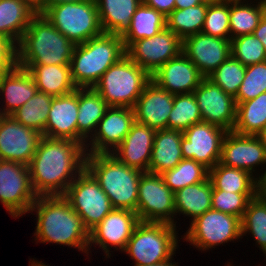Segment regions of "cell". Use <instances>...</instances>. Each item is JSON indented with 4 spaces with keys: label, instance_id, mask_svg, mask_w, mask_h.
Listing matches in <instances>:
<instances>
[{
    "label": "cell",
    "instance_id": "6da1fadb",
    "mask_svg": "<svg viewBox=\"0 0 266 266\" xmlns=\"http://www.w3.org/2000/svg\"><path fill=\"white\" fill-rule=\"evenodd\" d=\"M86 155L85 147L74 140L42 136L28 165L34 193L64 195L85 169Z\"/></svg>",
    "mask_w": 266,
    "mask_h": 266
},
{
    "label": "cell",
    "instance_id": "7a4b0ae2",
    "mask_svg": "<svg viewBox=\"0 0 266 266\" xmlns=\"http://www.w3.org/2000/svg\"><path fill=\"white\" fill-rule=\"evenodd\" d=\"M30 211L37 213L35 240L68 245L88 254L89 231L63 195L37 196Z\"/></svg>",
    "mask_w": 266,
    "mask_h": 266
},
{
    "label": "cell",
    "instance_id": "3957f363",
    "mask_svg": "<svg viewBox=\"0 0 266 266\" xmlns=\"http://www.w3.org/2000/svg\"><path fill=\"white\" fill-rule=\"evenodd\" d=\"M74 47L44 15L36 14L15 48L16 65H70Z\"/></svg>",
    "mask_w": 266,
    "mask_h": 266
},
{
    "label": "cell",
    "instance_id": "277c9868",
    "mask_svg": "<svg viewBox=\"0 0 266 266\" xmlns=\"http://www.w3.org/2000/svg\"><path fill=\"white\" fill-rule=\"evenodd\" d=\"M85 169L99 183L113 208L136 212L138 186L144 173L118 161L112 154H87Z\"/></svg>",
    "mask_w": 266,
    "mask_h": 266
},
{
    "label": "cell",
    "instance_id": "5b68a950",
    "mask_svg": "<svg viewBox=\"0 0 266 266\" xmlns=\"http://www.w3.org/2000/svg\"><path fill=\"white\" fill-rule=\"evenodd\" d=\"M126 55L122 37L106 34L74 47L71 78L77 88H93L104 72Z\"/></svg>",
    "mask_w": 266,
    "mask_h": 266
},
{
    "label": "cell",
    "instance_id": "8992f818",
    "mask_svg": "<svg viewBox=\"0 0 266 266\" xmlns=\"http://www.w3.org/2000/svg\"><path fill=\"white\" fill-rule=\"evenodd\" d=\"M150 81L151 75L125 55L104 72L93 88L109 106L133 108Z\"/></svg>",
    "mask_w": 266,
    "mask_h": 266
},
{
    "label": "cell",
    "instance_id": "52a82bcc",
    "mask_svg": "<svg viewBox=\"0 0 266 266\" xmlns=\"http://www.w3.org/2000/svg\"><path fill=\"white\" fill-rule=\"evenodd\" d=\"M175 229V225L164 222L140 221L123 251L134 259V266L172 259L178 246Z\"/></svg>",
    "mask_w": 266,
    "mask_h": 266
},
{
    "label": "cell",
    "instance_id": "ba28073f",
    "mask_svg": "<svg viewBox=\"0 0 266 266\" xmlns=\"http://www.w3.org/2000/svg\"><path fill=\"white\" fill-rule=\"evenodd\" d=\"M42 15L75 45L103 34L97 4L93 2L53 5Z\"/></svg>",
    "mask_w": 266,
    "mask_h": 266
},
{
    "label": "cell",
    "instance_id": "9c48e42d",
    "mask_svg": "<svg viewBox=\"0 0 266 266\" xmlns=\"http://www.w3.org/2000/svg\"><path fill=\"white\" fill-rule=\"evenodd\" d=\"M90 231L114 208L94 177L84 169L63 195Z\"/></svg>",
    "mask_w": 266,
    "mask_h": 266
},
{
    "label": "cell",
    "instance_id": "30bf717a",
    "mask_svg": "<svg viewBox=\"0 0 266 266\" xmlns=\"http://www.w3.org/2000/svg\"><path fill=\"white\" fill-rule=\"evenodd\" d=\"M136 214L140 221L164 222L176 226L173 219L177 215L174 192L165 184L161 175L149 172L141 175Z\"/></svg>",
    "mask_w": 266,
    "mask_h": 266
},
{
    "label": "cell",
    "instance_id": "8fae6325",
    "mask_svg": "<svg viewBox=\"0 0 266 266\" xmlns=\"http://www.w3.org/2000/svg\"><path fill=\"white\" fill-rule=\"evenodd\" d=\"M190 225L184 239L203 251L242 238L241 219L214 209L198 216Z\"/></svg>",
    "mask_w": 266,
    "mask_h": 266
},
{
    "label": "cell",
    "instance_id": "7c38bea8",
    "mask_svg": "<svg viewBox=\"0 0 266 266\" xmlns=\"http://www.w3.org/2000/svg\"><path fill=\"white\" fill-rule=\"evenodd\" d=\"M29 167L16 161L0 160V201L9 214L20 217L36 201Z\"/></svg>",
    "mask_w": 266,
    "mask_h": 266
},
{
    "label": "cell",
    "instance_id": "4fadbf2b",
    "mask_svg": "<svg viewBox=\"0 0 266 266\" xmlns=\"http://www.w3.org/2000/svg\"><path fill=\"white\" fill-rule=\"evenodd\" d=\"M125 51L134 63L152 75L167 61L182 53V40L164 28L152 37L133 42Z\"/></svg>",
    "mask_w": 266,
    "mask_h": 266
},
{
    "label": "cell",
    "instance_id": "5bb4252c",
    "mask_svg": "<svg viewBox=\"0 0 266 266\" xmlns=\"http://www.w3.org/2000/svg\"><path fill=\"white\" fill-rule=\"evenodd\" d=\"M228 131L207 122L193 124L183 131V159H193L208 169L220 162L222 142Z\"/></svg>",
    "mask_w": 266,
    "mask_h": 266
},
{
    "label": "cell",
    "instance_id": "9a60e30c",
    "mask_svg": "<svg viewBox=\"0 0 266 266\" xmlns=\"http://www.w3.org/2000/svg\"><path fill=\"white\" fill-rule=\"evenodd\" d=\"M42 134L19 123L11 115L0 117V160L29 165Z\"/></svg>",
    "mask_w": 266,
    "mask_h": 266
},
{
    "label": "cell",
    "instance_id": "2e32d148",
    "mask_svg": "<svg viewBox=\"0 0 266 266\" xmlns=\"http://www.w3.org/2000/svg\"><path fill=\"white\" fill-rule=\"evenodd\" d=\"M202 121L233 131L236 123L235 98L225 93L218 85L204 78L193 91Z\"/></svg>",
    "mask_w": 266,
    "mask_h": 266
},
{
    "label": "cell",
    "instance_id": "e0dca14e",
    "mask_svg": "<svg viewBox=\"0 0 266 266\" xmlns=\"http://www.w3.org/2000/svg\"><path fill=\"white\" fill-rule=\"evenodd\" d=\"M134 122L133 108L110 106L99 121L95 133L90 135L92 142L89 141L88 145L91 144L92 148H86V154H111L124 140Z\"/></svg>",
    "mask_w": 266,
    "mask_h": 266
},
{
    "label": "cell",
    "instance_id": "ac0fdd59",
    "mask_svg": "<svg viewBox=\"0 0 266 266\" xmlns=\"http://www.w3.org/2000/svg\"><path fill=\"white\" fill-rule=\"evenodd\" d=\"M140 222L136 212L114 208L104 219L89 231V250L91 245H99L106 257H109V244L123 251L131 238L135 227ZM91 244V245H90Z\"/></svg>",
    "mask_w": 266,
    "mask_h": 266
},
{
    "label": "cell",
    "instance_id": "d6986e66",
    "mask_svg": "<svg viewBox=\"0 0 266 266\" xmlns=\"http://www.w3.org/2000/svg\"><path fill=\"white\" fill-rule=\"evenodd\" d=\"M182 52L207 78L231 55V39L199 32L182 41Z\"/></svg>",
    "mask_w": 266,
    "mask_h": 266
},
{
    "label": "cell",
    "instance_id": "ffe728a7",
    "mask_svg": "<svg viewBox=\"0 0 266 266\" xmlns=\"http://www.w3.org/2000/svg\"><path fill=\"white\" fill-rule=\"evenodd\" d=\"M220 163L253 175L256 165L266 163V148L258 136L228 131L222 142Z\"/></svg>",
    "mask_w": 266,
    "mask_h": 266
},
{
    "label": "cell",
    "instance_id": "44dd1931",
    "mask_svg": "<svg viewBox=\"0 0 266 266\" xmlns=\"http://www.w3.org/2000/svg\"><path fill=\"white\" fill-rule=\"evenodd\" d=\"M173 101V94L151 80L133 107L135 122L147 125L155 131L168 129Z\"/></svg>",
    "mask_w": 266,
    "mask_h": 266
},
{
    "label": "cell",
    "instance_id": "7402d4cb",
    "mask_svg": "<svg viewBox=\"0 0 266 266\" xmlns=\"http://www.w3.org/2000/svg\"><path fill=\"white\" fill-rule=\"evenodd\" d=\"M205 77L183 52L151 75V80L173 95L192 93Z\"/></svg>",
    "mask_w": 266,
    "mask_h": 266
},
{
    "label": "cell",
    "instance_id": "603a6c76",
    "mask_svg": "<svg viewBox=\"0 0 266 266\" xmlns=\"http://www.w3.org/2000/svg\"><path fill=\"white\" fill-rule=\"evenodd\" d=\"M155 134L154 129L134 122L124 140L111 154L129 167L149 172Z\"/></svg>",
    "mask_w": 266,
    "mask_h": 266
},
{
    "label": "cell",
    "instance_id": "cb8c5ba5",
    "mask_svg": "<svg viewBox=\"0 0 266 266\" xmlns=\"http://www.w3.org/2000/svg\"><path fill=\"white\" fill-rule=\"evenodd\" d=\"M78 88L67 95L53 97L43 136L78 142Z\"/></svg>",
    "mask_w": 266,
    "mask_h": 266
},
{
    "label": "cell",
    "instance_id": "d4e9b609",
    "mask_svg": "<svg viewBox=\"0 0 266 266\" xmlns=\"http://www.w3.org/2000/svg\"><path fill=\"white\" fill-rule=\"evenodd\" d=\"M38 92L30 73L14 65L7 73L0 76V93L6 99V108L1 115H12ZM1 95V94H0Z\"/></svg>",
    "mask_w": 266,
    "mask_h": 266
},
{
    "label": "cell",
    "instance_id": "484cf974",
    "mask_svg": "<svg viewBox=\"0 0 266 266\" xmlns=\"http://www.w3.org/2000/svg\"><path fill=\"white\" fill-rule=\"evenodd\" d=\"M35 15L27 0H0V37L16 47Z\"/></svg>",
    "mask_w": 266,
    "mask_h": 266
},
{
    "label": "cell",
    "instance_id": "4316f807",
    "mask_svg": "<svg viewBox=\"0 0 266 266\" xmlns=\"http://www.w3.org/2000/svg\"><path fill=\"white\" fill-rule=\"evenodd\" d=\"M183 131L157 130L154 138L149 173L162 174L173 169L182 159L181 141Z\"/></svg>",
    "mask_w": 266,
    "mask_h": 266
},
{
    "label": "cell",
    "instance_id": "83f0119b",
    "mask_svg": "<svg viewBox=\"0 0 266 266\" xmlns=\"http://www.w3.org/2000/svg\"><path fill=\"white\" fill-rule=\"evenodd\" d=\"M32 76L38 91L52 97L74 92L77 87L71 78L70 65H18Z\"/></svg>",
    "mask_w": 266,
    "mask_h": 266
},
{
    "label": "cell",
    "instance_id": "f1b7e54d",
    "mask_svg": "<svg viewBox=\"0 0 266 266\" xmlns=\"http://www.w3.org/2000/svg\"><path fill=\"white\" fill-rule=\"evenodd\" d=\"M109 107L94 88H78V143L89 148L85 144L86 140L89 134L93 135V131L95 133L99 121Z\"/></svg>",
    "mask_w": 266,
    "mask_h": 266
},
{
    "label": "cell",
    "instance_id": "f546056e",
    "mask_svg": "<svg viewBox=\"0 0 266 266\" xmlns=\"http://www.w3.org/2000/svg\"><path fill=\"white\" fill-rule=\"evenodd\" d=\"M142 0H97L103 33L122 36L130 27L132 16Z\"/></svg>",
    "mask_w": 266,
    "mask_h": 266
},
{
    "label": "cell",
    "instance_id": "4dcf8cb0",
    "mask_svg": "<svg viewBox=\"0 0 266 266\" xmlns=\"http://www.w3.org/2000/svg\"><path fill=\"white\" fill-rule=\"evenodd\" d=\"M213 185L209 177L194 185L186 186L174 193L175 213H183L194 220L212 209Z\"/></svg>",
    "mask_w": 266,
    "mask_h": 266
},
{
    "label": "cell",
    "instance_id": "1f68e13d",
    "mask_svg": "<svg viewBox=\"0 0 266 266\" xmlns=\"http://www.w3.org/2000/svg\"><path fill=\"white\" fill-rule=\"evenodd\" d=\"M166 28V17L142 2L132 16L130 27L121 36L125 50L135 41L149 38Z\"/></svg>",
    "mask_w": 266,
    "mask_h": 266
},
{
    "label": "cell",
    "instance_id": "d6a6232c",
    "mask_svg": "<svg viewBox=\"0 0 266 266\" xmlns=\"http://www.w3.org/2000/svg\"><path fill=\"white\" fill-rule=\"evenodd\" d=\"M266 125V92L237 104L233 132L257 136Z\"/></svg>",
    "mask_w": 266,
    "mask_h": 266
},
{
    "label": "cell",
    "instance_id": "836d02e7",
    "mask_svg": "<svg viewBox=\"0 0 266 266\" xmlns=\"http://www.w3.org/2000/svg\"><path fill=\"white\" fill-rule=\"evenodd\" d=\"M213 189L234 193H256V177L249 172L222 165L220 162L209 169Z\"/></svg>",
    "mask_w": 266,
    "mask_h": 266
},
{
    "label": "cell",
    "instance_id": "e575fe53",
    "mask_svg": "<svg viewBox=\"0 0 266 266\" xmlns=\"http://www.w3.org/2000/svg\"><path fill=\"white\" fill-rule=\"evenodd\" d=\"M243 3L245 2H242V0L230 1L231 39L241 35L253 34L266 10L265 0H260L256 6L255 4L249 5L248 2L247 4Z\"/></svg>",
    "mask_w": 266,
    "mask_h": 266
},
{
    "label": "cell",
    "instance_id": "d590c367",
    "mask_svg": "<svg viewBox=\"0 0 266 266\" xmlns=\"http://www.w3.org/2000/svg\"><path fill=\"white\" fill-rule=\"evenodd\" d=\"M208 4L201 3L189 8L174 9L166 17V28L174 32L182 41L202 32Z\"/></svg>",
    "mask_w": 266,
    "mask_h": 266
},
{
    "label": "cell",
    "instance_id": "8d00e7d4",
    "mask_svg": "<svg viewBox=\"0 0 266 266\" xmlns=\"http://www.w3.org/2000/svg\"><path fill=\"white\" fill-rule=\"evenodd\" d=\"M52 99L51 95L38 91L11 116L22 125L40 132L43 136Z\"/></svg>",
    "mask_w": 266,
    "mask_h": 266
},
{
    "label": "cell",
    "instance_id": "74e56055",
    "mask_svg": "<svg viewBox=\"0 0 266 266\" xmlns=\"http://www.w3.org/2000/svg\"><path fill=\"white\" fill-rule=\"evenodd\" d=\"M160 175L175 193L186 186L205 181L209 177V169L193 159H182L173 169Z\"/></svg>",
    "mask_w": 266,
    "mask_h": 266
},
{
    "label": "cell",
    "instance_id": "f35d334b",
    "mask_svg": "<svg viewBox=\"0 0 266 266\" xmlns=\"http://www.w3.org/2000/svg\"><path fill=\"white\" fill-rule=\"evenodd\" d=\"M200 122H202V117L193 92L174 95L168 129L184 131Z\"/></svg>",
    "mask_w": 266,
    "mask_h": 266
},
{
    "label": "cell",
    "instance_id": "ab89813d",
    "mask_svg": "<svg viewBox=\"0 0 266 266\" xmlns=\"http://www.w3.org/2000/svg\"><path fill=\"white\" fill-rule=\"evenodd\" d=\"M251 233L266 256V199L252 198L241 219V234Z\"/></svg>",
    "mask_w": 266,
    "mask_h": 266
},
{
    "label": "cell",
    "instance_id": "60d3db41",
    "mask_svg": "<svg viewBox=\"0 0 266 266\" xmlns=\"http://www.w3.org/2000/svg\"><path fill=\"white\" fill-rule=\"evenodd\" d=\"M246 72V66L230 55L207 78L218 85L225 93L235 97Z\"/></svg>",
    "mask_w": 266,
    "mask_h": 266
},
{
    "label": "cell",
    "instance_id": "b9f144b4",
    "mask_svg": "<svg viewBox=\"0 0 266 266\" xmlns=\"http://www.w3.org/2000/svg\"><path fill=\"white\" fill-rule=\"evenodd\" d=\"M231 55L246 67L266 61L264 45L254 34L231 39Z\"/></svg>",
    "mask_w": 266,
    "mask_h": 266
},
{
    "label": "cell",
    "instance_id": "7bdbcfd3",
    "mask_svg": "<svg viewBox=\"0 0 266 266\" xmlns=\"http://www.w3.org/2000/svg\"><path fill=\"white\" fill-rule=\"evenodd\" d=\"M229 13L230 1L209 4L202 32L217 38L231 39Z\"/></svg>",
    "mask_w": 266,
    "mask_h": 266
},
{
    "label": "cell",
    "instance_id": "ee69618b",
    "mask_svg": "<svg viewBox=\"0 0 266 266\" xmlns=\"http://www.w3.org/2000/svg\"><path fill=\"white\" fill-rule=\"evenodd\" d=\"M266 92V61L246 67L244 80L234 97L236 104Z\"/></svg>",
    "mask_w": 266,
    "mask_h": 266
},
{
    "label": "cell",
    "instance_id": "f6af8a7d",
    "mask_svg": "<svg viewBox=\"0 0 266 266\" xmlns=\"http://www.w3.org/2000/svg\"><path fill=\"white\" fill-rule=\"evenodd\" d=\"M256 196V193H234L213 189L212 209L235 215L242 219L249 201Z\"/></svg>",
    "mask_w": 266,
    "mask_h": 266
},
{
    "label": "cell",
    "instance_id": "bcb514c9",
    "mask_svg": "<svg viewBox=\"0 0 266 266\" xmlns=\"http://www.w3.org/2000/svg\"><path fill=\"white\" fill-rule=\"evenodd\" d=\"M16 47L0 37V76L7 73L16 64Z\"/></svg>",
    "mask_w": 266,
    "mask_h": 266
},
{
    "label": "cell",
    "instance_id": "7dc6e473",
    "mask_svg": "<svg viewBox=\"0 0 266 266\" xmlns=\"http://www.w3.org/2000/svg\"><path fill=\"white\" fill-rule=\"evenodd\" d=\"M142 3L152 7L165 17L175 9V0H142Z\"/></svg>",
    "mask_w": 266,
    "mask_h": 266
},
{
    "label": "cell",
    "instance_id": "c3c4849f",
    "mask_svg": "<svg viewBox=\"0 0 266 266\" xmlns=\"http://www.w3.org/2000/svg\"><path fill=\"white\" fill-rule=\"evenodd\" d=\"M77 3V2H93L96 3L97 0H38L37 5L34 7L36 14H43L48 8L53 5H58L62 3Z\"/></svg>",
    "mask_w": 266,
    "mask_h": 266
},
{
    "label": "cell",
    "instance_id": "681fc988",
    "mask_svg": "<svg viewBox=\"0 0 266 266\" xmlns=\"http://www.w3.org/2000/svg\"><path fill=\"white\" fill-rule=\"evenodd\" d=\"M253 34L262 42L266 51V10Z\"/></svg>",
    "mask_w": 266,
    "mask_h": 266
},
{
    "label": "cell",
    "instance_id": "f907efd6",
    "mask_svg": "<svg viewBox=\"0 0 266 266\" xmlns=\"http://www.w3.org/2000/svg\"><path fill=\"white\" fill-rule=\"evenodd\" d=\"M259 178V179H258ZM255 179L256 181V196L266 199V170L264 174Z\"/></svg>",
    "mask_w": 266,
    "mask_h": 266
},
{
    "label": "cell",
    "instance_id": "816d5d0a",
    "mask_svg": "<svg viewBox=\"0 0 266 266\" xmlns=\"http://www.w3.org/2000/svg\"><path fill=\"white\" fill-rule=\"evenodd\" d=\"M199 4H201L199 0H175L176 9L189 8Z\"/></svg>",
    "mask_w": 266,
    "mask_h": 266
},
{
    "label": "cell",
    "instance_id": "f5cc1de1",
    "mask_svg": "<svg viewBox=\"0 0 266 266\" xmlns=\"http://www.w3.org/2000/svg\"><path fill=\"white\" fill-rule=\"evenodd\" d=\"M140 266H178L176 263H172V260L169 259L167 261H164V262H160V263H157V264H152V265H140Z\"/></svg>",
    "mask_w": 266,
    "mask_h": 266
},
{
    "label": "cell",
    "instance_id": "db71d44e",
    "mask_svg": "<svg viewBox=\"0 0 266 266\" xmlns=\"http://www.w3.org/2000/svg\"><path fill=\"white\" fill-rule=\"evenodd\" d=\"M257 136L260 138L263 146L266 148V125L263 127L262 131Z\"/></svg>",
    "mask_w": 266,
    "mask_h": 266
},
{
    "label": "cell",
    "instance_id": "11a10c76",
    "mask_svg": "<svg viewBox=\"0 0 266 266\" xmlns=\"http://www.w3.org/2000/svg\"><path fill=\"white\" fill-rule=\"evenodd\" d=\"M201 3H205V4H213V3H218L224 0H199Z\"/></svg>",
    "mask_w": 266,
    "mask_h": 266
},
{
    "label": "cell",
    "instance_id": "9f6ffc18",
    "mask_svg": "<svg viewBox=\"0 0 266 266\" xmlns=\"http://www.w3.org/2000/svg\"><path fill=\"white\" fill-rule=\"evenodd\" d=\"M31 266H48V265H45L44 263L42 262H37V260L35 261L33 259V261L31 262Z\"/></svg>",
    "mask_w": 266,
    "mask_h": 266
},
{
    "label": "cell",
    "instance_id": "6f0895ef",
    "mask_svg": "<svg viewBox=\"0 0 266 266\" xmlns=\"http://www.w3.org/2000/svg\"><path fill=\"white\" fill-rule=\"evenodd\" d=\"M29 3H31L34 7L37 5L38 0H27Z\"/></svg>",
    "mask_w": 266,
    "mask_h": 266
}]
</instances>
